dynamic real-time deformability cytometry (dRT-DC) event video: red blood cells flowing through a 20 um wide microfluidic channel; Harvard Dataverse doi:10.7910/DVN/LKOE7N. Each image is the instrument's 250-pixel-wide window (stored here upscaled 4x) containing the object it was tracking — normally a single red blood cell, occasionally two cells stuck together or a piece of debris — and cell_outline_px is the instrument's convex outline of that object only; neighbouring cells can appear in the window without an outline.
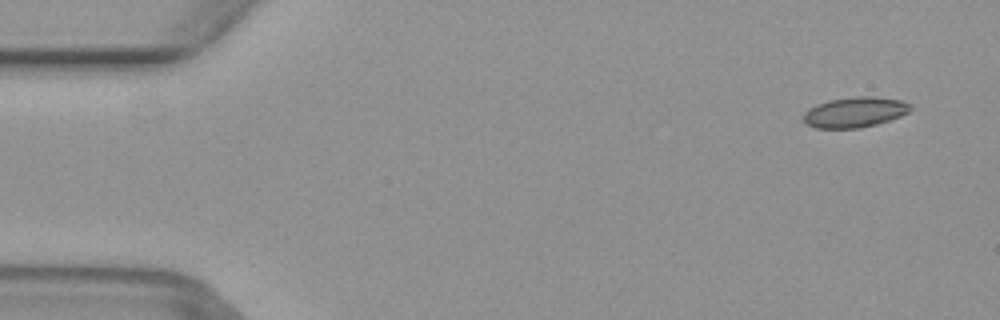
{"species": "common noctule bat (a hibernating species)", "species_latin": "Nyctalus noctula", "temperature_condition": "warm", "stored_images_in_passage": 14, "camera_frame_rate_fps": 3000, "um_per_image_px": 0.085, "animal": {"sex": "female", "body_mass_g": 29.2, "forearm_length_mm": 56.3}, "frame": {"image": 1, "passage_image": 3, "time_ms": 0.667, "image_size_px": [1000, 320], "cell_outline_px": [[912, 108], [908, 112], [900, 116], [876, 124], [860, 128], [816, 128], [804, 124], [804, 112], [808, 108], [816, 104], [828, 100], [856, 96], [872, 96], [900, 100], [912, 104]], "centroid_in_image_um": [72.63, 9.53], "position_along_channel_um": 12.4, "area_um2": 19.02}}